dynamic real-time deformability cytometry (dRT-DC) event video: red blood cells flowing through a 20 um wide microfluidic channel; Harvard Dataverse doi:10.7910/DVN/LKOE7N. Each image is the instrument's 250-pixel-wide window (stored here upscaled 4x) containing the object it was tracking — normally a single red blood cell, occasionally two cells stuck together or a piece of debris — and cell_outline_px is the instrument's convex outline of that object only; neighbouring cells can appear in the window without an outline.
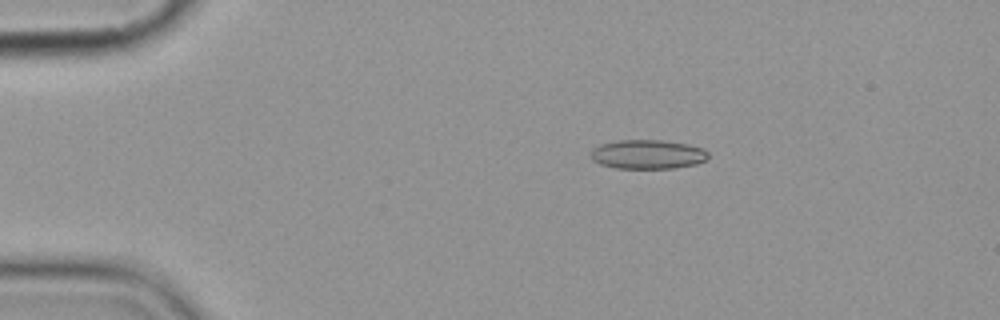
{"species": "common noctule bat (a hibernating species)", "species_latin": "Nyctalus noctula", "temperature_condition": "cold", "stored_images_in_passage": 6, "camera_frame_rate_fps": 3000, "um_per_image_px": 0.085, "animal": {"sex": "female", "body_mass_g": 19.9}, "frame": {"image": 1, "passage_image": 3, "time_ms": 2.333, "image_size_px": [1000, 320], "cell_outline_px": [[708, 156], [704, 160], [696, 164], [676, 168], [616, 168], [600, 164], [592, 160], [592, 148], [600, 144], [616, 140], [664, 140], [688, 144], [704, 148], [708, 152]], "centroid_in_image_um": [55.06, 13.11], "position_along_channel_um": 29.9, "area_um2": 20.06}}
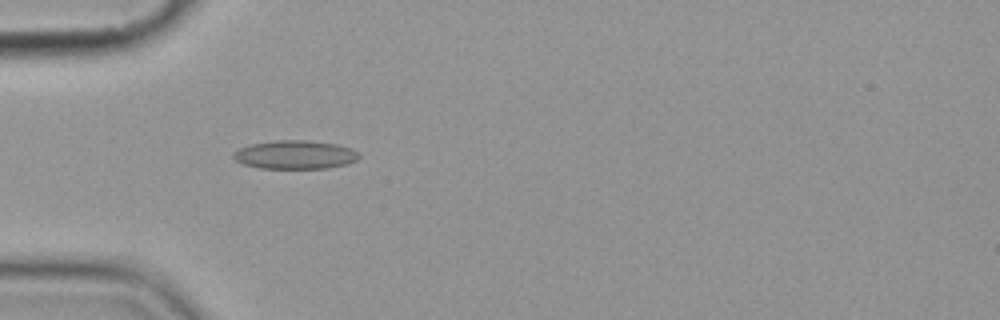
{"frame": {"image": 2, "passage_image": 5, "time_ms": 4.667, "image_size_px": [1000, 320], "cell_outline_px": [[360, 156], [356, 160], [348, 164], [328, 168], [260, 168], [244, 164], [236, 160], [232, 156], [232, 152], [240, 148], [252, 144], [276, 140], [308, 140], [336, 144], [352, 148]], "centroid_in_image_um": [25.09, 13.15], "position_along_channel_um": 59.9, "area_um2": 20.87}}
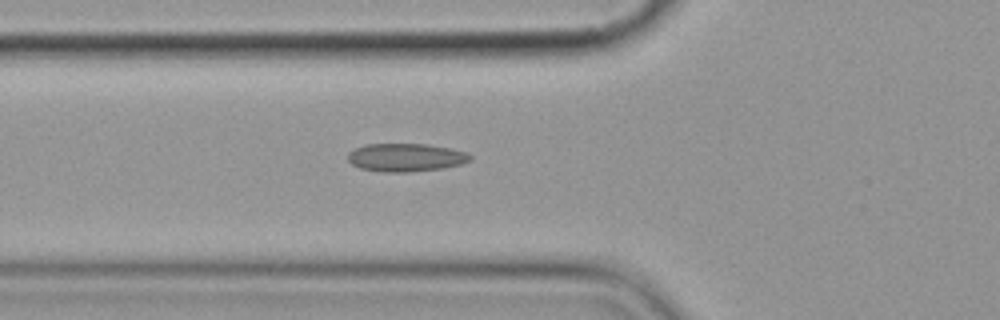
{"frame": {"image": 3, "passage_image": 6, "time_ms": 5.667, "image_size_px": [1000, 320], "cell_outline_px": [[472, 160], [460, 164], [444, 168], [408, 172], [384, 172], [360, 168], [352, 164], [348, 160], [348, 152], [364, 144], [428, 144], [452, 148], [468, 152], [472, 156]], "centroid_in_image_um": [34.52, 13.38], "position_along_channel_um": 91.3, "area_um2": 20.23}}